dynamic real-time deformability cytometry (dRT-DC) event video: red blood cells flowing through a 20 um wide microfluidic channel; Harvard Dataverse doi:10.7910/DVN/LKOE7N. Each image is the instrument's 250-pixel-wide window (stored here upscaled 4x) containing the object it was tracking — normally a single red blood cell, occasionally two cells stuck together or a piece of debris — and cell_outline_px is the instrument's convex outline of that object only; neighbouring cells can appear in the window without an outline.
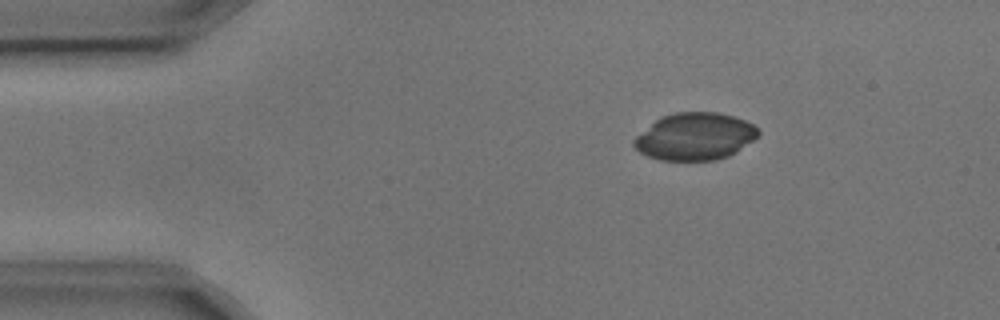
{"species": "common noctule bat (a hibernating species)", "species_latin": "Nyctalus noctula", "temperature_condition": "cold", "stored_images_in_passage": 2, "camera_frame_rate_fps": 3000, "um_per_image_px": 0.085, "animal": {"sex": "male", "body_mass_g": 17.9, "forearm_length_mm": 54.2}, "frame": {"image": 1, "passage_image": 1, "time_ms": 0.0, "image_size_px": [1000, 320], "cell_outline_px": [[760, 136], [736, 152], [728, 156], [716, 160], [660, 160], [648, 156], [640, 152], [632, 144], [632, 140], [636, 136], [660, 116], [676, 112], [716, 112], [732, 116], [744, 120], [760, 128]], "centroid_in_image_um": [59.08, 11.6], "position_along_channel_um": 25.9, "area_um2": 34.33}}